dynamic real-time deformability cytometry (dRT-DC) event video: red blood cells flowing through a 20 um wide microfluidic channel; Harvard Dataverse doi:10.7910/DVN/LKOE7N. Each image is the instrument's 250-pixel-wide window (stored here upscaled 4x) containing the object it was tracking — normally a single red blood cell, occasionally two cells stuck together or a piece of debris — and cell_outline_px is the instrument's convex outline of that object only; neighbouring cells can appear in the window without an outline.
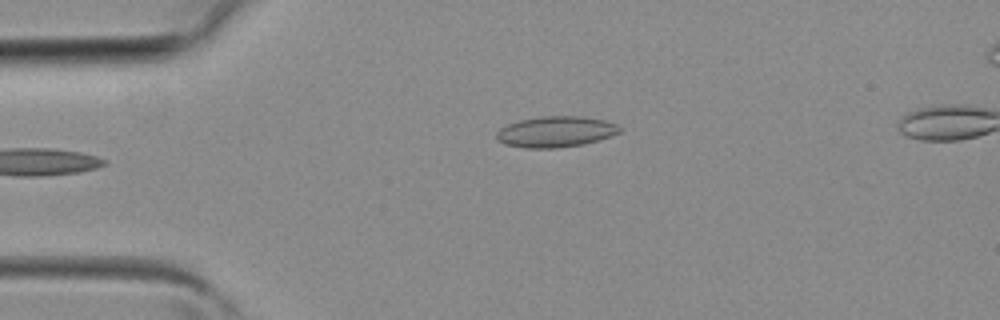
{"species": "common noctule bat (a hibernating species)", "species_latin": "Nyctalus noctula", "temperature_condition": "room temperature", "stored_images_in_passage": 4, "camera_frame_rate_fps": 3000, "um_per_image_px": 0.085, "animal": {"sex": "female", "body_mass_g": 19.3, "forearm_length_mm": 54.1}, "frame": {"image": 1, "passage_image": 4, "time_ms": 1.0, "image_size_px": [1000, 320], "cell_outline_px": [[624, 128], [620, 132], [612, 136], [584, 144], [556, 148], [524, 148], [504, 144], [496, 140], [496, 132], [500, 128], [508, 124], [520, 120], [544, 116], [580, 116], [604, 120], [616, 124]], "centroid_in_image_um": [47.24, 11.2], "position_along_channel_um": 37.8, "area_um2": 22.31}}